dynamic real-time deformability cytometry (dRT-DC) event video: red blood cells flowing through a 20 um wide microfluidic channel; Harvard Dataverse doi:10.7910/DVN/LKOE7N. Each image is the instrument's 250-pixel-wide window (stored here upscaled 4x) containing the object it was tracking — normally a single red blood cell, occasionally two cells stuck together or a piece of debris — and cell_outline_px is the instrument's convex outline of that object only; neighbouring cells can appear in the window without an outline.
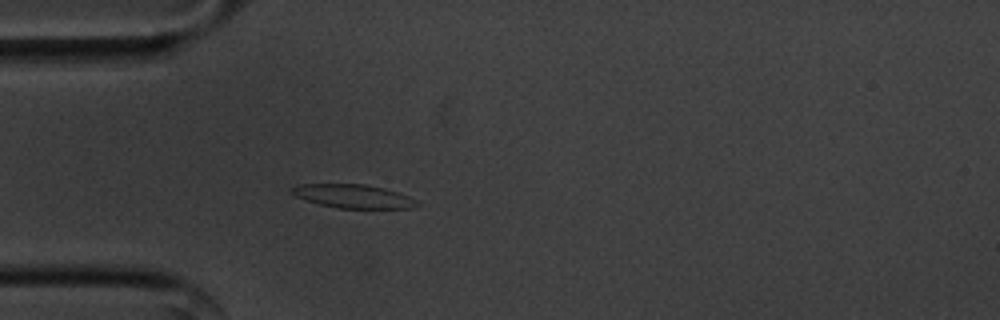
{"species": "common noctule bat (a hibernating species)", "species_latin": "Nyctalus noctula", "temperature_condition": "cold", "stored_images_in_passage": 41, "camera_frame_rate_fps": 3000, "um_per_image_px": 0.085, "animal": {"sex": "male", "body_mass_g": 20.1, "forearm_length_mm": 53.5}, "frame": {"image": 1, "passage_image": 1, "time_ms": 0.0, "image_size_px": [1000, 320], "cell_outline_px": [[420, 204], [412, 208], [336, 208], [320, 204], [296, 196], [288, 192], [296, 184], [364, 184], [384, 188], [408, 196]], "centroid_in_image_um": [29.99, 16.67], "position_along_channel_um": 55.0, "area_um2": 17.05}}
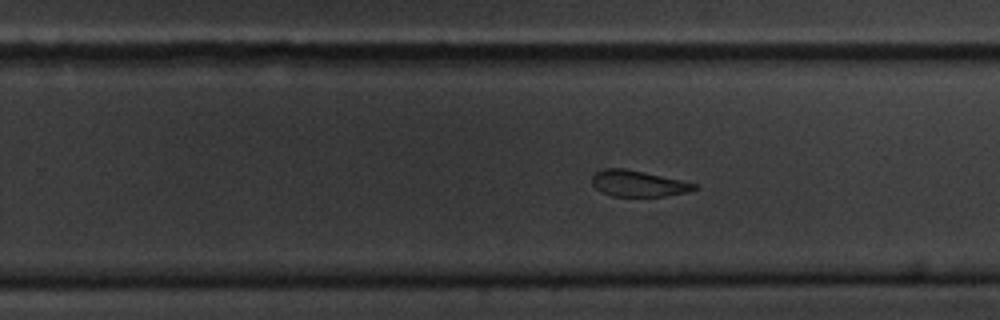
{"frame": {"image": 2, "passage_image": 20, "time_ms": 6.333, "image_size_px": [1000, 320], "cell_outline_px": [[700, 188], [688, 192], [664, 196], [612, 196], [600, 192], [592, 184], [592, 176], [596, 172], [604, 168], [624, 168], [680, 180], [696, 184]], "centroid_in_image_um": [54.23, 15.61], "position_along_channel_um": 275.6, "area_um2": 15.49}}
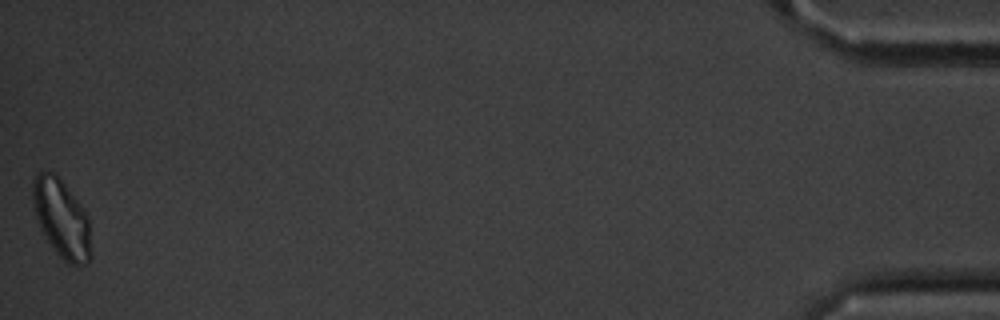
{"frame": {"image": 3, "passage_image": 41, "time_ms": 13.333, "image_size_px": [1000, 320], "cell_outline_px": [[92, 256], [88, 264], [80, 268], [76, 268], [68, 264], [56, 252], [40, 228], [32, 204], [32, 180], [40, 172], [52, 172], [64, 184], [80, 204], [88, 216], [92, 252]], "centroid_in_image_um": [5.26, 18.66], "position_along_channel_um": 429.9, "area_um2": 26.76}, "authors_computed_cell_mechanics": {"area_um2": 17.3978, "velocity_mm_per_s": 3.5617, "shape_relaxation_time_tau1_ms": 4.4534, "shape_relaxation_time_tau2_ms": 3.979, "deformation_change_tau1": 0.1091, "deformation_change_tau2": 0.0936}}